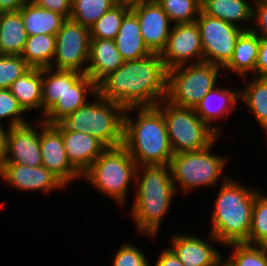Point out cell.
<instances>
[{"label": "cell", "mask_w": 267, "mask_h": 266, "mask_svg": "<svg viewBox=\"0 0 267 266\" xmlns=\"http://www.w3.org/2000/svg\"><path fill=\"white\" fill-rule=\"evenodd\" d=\"M252 9L253 4L249 0H201V10L205 14L219 18L243 30H250L251 28ZM242 23L243 25L240 26ZM245 23H249L247 24L248 27Z\"/></svg>", "instance_id": "obj_24"}, {"label": "cell", "mask_w": 267, "mask_h": 266, "mask_svg": "<svg viewBox=\"0 0 267 266\" xmlns=\"http://www.w3.org/2000/svg\"><path fill=\"white\" fill-rule=\"evenodd\" d=\"M250 30L260 37H267V0L253 4Z\"/></svg>", "instance_id": "obj_39"}, {"label": "cell", "mask_w": 267, "mask_h": 266, "mask_svg": "<svg viewBox=\"0 0 267 266\" xmlns=\"http://www.w3.org/2000/svg\"><path fill=\"white\" fill-rule=\"evenodd\" d=\"M97 93L125 108L157 106L168 97V69L156 53L124 61L97 85Z\"/></svg>", "instance_id": "obj_1"}, {"label": "cell", "mask_w": 267, "mask_h": 266, "mask_svg": "<svg viewBox=\"0 0 267 266\" xmlns=\"http://www.w3.org/2000/svg\"><path fill=\"white\" fill-rule=\"evenodd\" d=\"M131 7L120 1L107 10L90 28V38L114 40L119 32L122 19Z\"/></svg>", "instance_id": "obj_32"}, {"label": "cell", "mask_w": 267, "mask_h": 266, "mask_svg": "<svg viewBox=\"0 0 267 266\" xmlns=\"http://www.w3.org/2000/svg\"><path fill=\"white\" fill-rule=\"evenodd\" d=\"M0 177L10 188L21 191L53 192L65 189L66 185L44 166H28L15 163H2Z\"/></svg>", "instance_id": "obj_16"}, {"label": "cell", "mask_w": 267, "mask_h": 266, "mask_svg": "<svg viewBox=\"0 0 267 266\" xmlns=\"http://www.w3.org/2000/svg\"><path fill=\"white\" fill-rule=\"evenodd\" d=\"M71 165L82 175L107 148L96 137L72 130H60Z\"/></svg>", "instance_id": "obj_20"}, {"label": "cell", "mask_w": 267, "mask_h": 266, "mask_svg": "<svg viewBox=\"0 0 267 266\" xmlns=\"http://www.w3.org/2000/svg\"><path fill=\"white\" fill-rule=\"evenodd\" d=\"M160 55L168 70L181 65L204 62L197 22L173 25L166 47Z\"/></svg>", "instance_id": "obj_12"}, {"label": "cell", "mask_w": 267, "mask_h": 266, "mask_svg": "<svg viewBox=\"0 0 267 266\" xmlns=\"http://www.w3.org/2000/svg\"><path fill=\"white\" fill-rule=\"evenodd\" d=\"M244 243L267 246V193L261 190L254 201L251 230L249 238Z\"/></svg>", "instance_id": "obj_34"}, {"label": "cell", "mask_w": 267, "mask_h": 266, "mask_svg": "<svg viewBox=\"0 0 267 266\" xmlns=\"http://www.w3.org/2000/svg\"><path fill=\"white\" fill-rule=\"evenodd\" d=\"M154 266H184L170 248L163 249Z\"/></svg>", "instance_id": "obj_42"}, {"label": "cell", "mask_w": 267, "mask_h": 266, "mask_svg": "<svg viewBox=\"0 0 267 266\" xmlns=\"http://www.w3.org/2000/svg\"><path fill=\"white\" fill-rule=\"evenodd\" d=\"M263 133H265V136L267 137V129Z\"/></svg>", "instance_id": "obj_47"}, {"label": "cell", "mask_w": 267, "mask_h": 266, "mask_svg": "<svg viewBox=\"0 0 267 266\" xmlns=\"http://www.w3.org/2000/svg\"><path fill=\"white\" fill-rule=\"evenodd\" d=\"M56 35L28 36L21 57L31 68H51L55 56Z\"/></svg>", "instance_id": "obj_29"}, {"label": "cell", "mask_w": 267, "mask_h": 266, "mask_svg": "<svg viewBox=\"0 0 267 266\" xmlns=\"http://www.w3.org/2000/svg\"><path fill=\"white\" fill-rule=\"evenodd\" d=\"M42 166L57 176L66 186L82 175L69 162L61 131L40 119Z\"/></svg>", "instance_id": "obj_14"}, {"label": "cell", "mask_w": 267, "mask_h": 266, "mask_svg": "<svg viewBox=\"0 0 267 266\" xmlns=\"http://www.w3.org/2000/svg\"><path fill=\"white\" fill-rule=\"evenodd\" d=\"M6 128L3 123H0V165L4 162L7 151V137L10 127L7 126Z\"/></svg>", "instance_id": "obj_44"}, {"label": "cell", "mask_w": 267, "mask_h": 266, "mask_svg": "<svg viewBox=\"0 0 267 266\" xmlns=\"http://www.w3.org/2000/svg\"><path fill=\"white\" fill-rule=\"evenodd\" d=\"M123 63L124 60L118 52L114 40L90 38L86 74L96 85Z\"/></svg>", "instance_id": "obj_21"}, {"label": "cell", "mask_w": 267, "mask_h": 266, "mask_svg": "<svg viewBox=\"0 0 267 266\" xmlns=\"http://www.w3.org/2000/svg\"><path fill=\"white\" fill-rule=\"evenodd\" d=\"M218 139L219 136L204 149L173 155L170 168L176 192H179L177 188L183 190V194L199 187L212 188L217 186L219 179L230 177L223 173L228 158L212 153Z\"/></svg>", "instance_id": "obj_7"}, {"label": "cell", "mask_w": 267, "mask_h": 266, "mask_svg": "<svg viewBox=\"0 0 267 266\" xmlns=\"http://www.w3.org/2000/svg\"><path fill=\"white\" fill-rule=\"evenodd\" d=\"M255 77H267V37H260Z\"/></svg>", "instance_id": "obj_41"}, {"label": "cell", "mask_w": 267, "mask_h": 266, "mask_svg": "<svg viewBox=\"0 0 267 266\" xmlns=\"http://www.w3.org/2000/svg\"><path fill=\"white\" fill-rule=\"evenodd\" d=\"M25 113L9 89H0V123L7 120L8 127L26 124Z\"/></svg>", "instance_id": "obj_37"}, {"label": "cell", "mask_w": 267, "mask_h": 266, "mask_svg": "<svg viewBox=\"0 0 267 266\" xmlns=\"http://www.w3.org/2000/svg\"><path fill=\"white\" fill-rule=\"evenodd\" d=\"M201 38L204 62L224 68L232 58L240 34L244 31L202 10L196 19Z\"/></svg>", "instance_id": "obj_10"}, {"label": "cell", "mask_w": 267, "mask_h": 266, "mask_svg": "<svg viewBox=\"0 0 267 266\" xmlns=\"http://www.w3.org/2000/svg\"><path fill=\"white\" fill-rule=\"evenodd\" d=\"M230 256L223 260V266H267V246L247 243H229Z\"/></svg>", "instance_id": "obj_31"}, {"label": "cell", "mask_w": 267, "mask_h": 266, "mask_svg": "<svg viewBox=\"0 0 267 266\" xmlns=\"http://www.w3.org/2000/svg\"><path fill=\"white\" fill-rule=\"evenodd\" d=\"M162 111L169 142L174 154L198 151L209 146L218 135L195 113L194 108H181L162 100Z\"/></svg>", "instance_id": "obj_9"}, {"label": "cell", "mask_w": 267, "mask_h": 266, "mask_svg": "<svg viewBox=\"0 0 267 266\" xmlns=\"http://www.w3.org/2000/svg\"><path fill=\"white\" fill-rule=\"evenodd\" d=\"M27 38L19 11L0 13V55H21Z\"/></svg>", "instance_id": "obj_27"}, {"label": "cell", "mask_w": 267, "mask_h": 266, "mask_svg": "<svg viewBox=\"0 0 267 266\" xmlns=\"http://www.w3.org/2000/svg\"><path fill=\"white\" fill-rule=\"evenodd\" d=\"M38 6L51 10L62 15L65 19H69L71 14L72 0H32Z\"/></svg>", "instance_id": "obj_40"}, {"label": "cell", "mask_w": 267, "mask_h": 266, "mask_svg": "<svg viewBox=\"0 0 267 266\" xmlns=\"http://www.w3.org/2000/svg\"><path fill=\"white\" fill-rule=\"evenodd\" d=\"M172 25L195 22L201 11V0H157Z\"/></svg>", "instance_id": "obj_35"}, {"label": "cell", "mask_w": 267, "mask_h": 266, "mask_svg": "<svg viewBox=\"0 0 267 266\" xmlns=\"http://www.w3.org/2000/svg\"><path fill=\"white\" fill-rule=\"evenodd\" d=\"M216 85L212 88L194 108L198 117L211 128L219 137L221 135V126L212 125L217 119L229 117L232 111L238 108L240 103V89L233 90Z\"/></svg>", "instance_id": "obj_19"}, {"label": "cell", "mask_w": 267, "mask_h": 266, "mask_svg": "<svg viewBox=\"0 0 267 266\" xmlns=\"http://www.w3.org/2000/svg\"><path fill=\"white\" fill-rule=\"evenodd\" d=\"M260 36L251 30H244L237 39L234 52L223 70L236 73L239 79L246 81L248 74L255 77V66L258 57Z\"/></svg>", "instance_id": "obj_22"}, {"label": "cell", "mask_w": 267, "mask_h": 266, "mask_svg": "<svg viewBox=\"0 0 267 266\" xmlns=\"http://www.w3.org/2000/svg\"><path fill=\"white\" fill-rule=\"evenodd\" d=\"M90 48V29L66 19L56 34L55 56L51 68L86 74Z\"/></svg>", "instance_id": "obj_11"}, {"label": "cell", "mask_w": 267, "mask_h": 266, "mask_svg": "<svg viewBox=\"0 0 267 266\" xmlns=\"http://www.w3.org/2000/svg\"><path fill=\"white\" fill-rule=\"evenodd\" d=\"M137 16L145 46L151 53L160 54L166 47L172 29L166 12L158 2L141 3L131 7Z\"/></svg>", "instance_id": "obj_18"}, {"label": "cell", "mask_w": 267, "mask_h": 266, "mask_svg": "<svg viewBox=\"0 0 267 266\" xmlns=\"http://www.w3.org/2000/svg\"><path fill=\"white\" fill-rule=\"evenodd\" d=\"M207 235H209L208 239L204 240L195 233L193 235L189 233L174 234L170 238L169 248L184 266H222L221 251L214 245L212 246L213 243L222 244L211 233Z\"/></svg>", "instance_id": "obj_15"}, {"label": "cell", "mask_w": 267, "mask_h": 266, "mask_svg": "<svg viewBox=\"0 0 267 266\" xmlns=\"http://www.w3.org/2000/svg\"><path fill=\"white\" fill-rule=\"evenodd\" d=\"M114 41L124 61L140 60L152 54L143 42L138 18L131 10L122 19Z\"/></svg>", "instance_id": "obj_23"}, {"label": "cell", "mask_w": 267, "mask_h": 266, "mask_svg": "<svg viewBox=\"0 0 267 266\" xmlns=\"http://www.w3.org/2000/svg\"><path fill=\"white\" fill-rule=\"evenodd\" d=\"M250 187V188H249ZM259 189L229 177L222 179L211 214V234L221 244L243 243L249 238L254 201Z\"/></svg>", "instance_id": "obj_4"}, {"label": "cell", "mask_w": 267, "mask_h": 266, "mask_svg": "<svg viewBox=\"0 0 267 266\" xmlns=\"http://www.w3.org/2000/svg\"><path fill=\"white\" fill-rule=\"evenodd\" d=\"M21 18L28 36L56 35L66 20L62 15L38 6L28 0L20 9Z\"/></svg>", "instance_id": "obj_25"}, {"label": "cell", "mask_w": 267, "mask_h": 266, "mask_svg": "<svg viewBox=\"0 0 267 266\" xmlns=\"http://www.w3.org/2000/svg\"><path fill=\"white\" fill-rule=\"evenodd\" d=\"M145 253L132 243L124 242L113 256L112 266H151Z\"/></svg>", "instance_id": "obj_38"}, {"label": "cell", "mask_w": 267, "mask_h": 266, "mask_svg": "<svg viewBox=\"0 0 267 266\" xmlns=\"http://www.w3.org/2000/svg\"><path fill=\"white\" fill-rule=\"evenodd\" d=\"M35 121L37 124L28 122L10 127L7 137V151L3 163H15L32 167L42 165L40 119Z\"/></svg>", "instance_id": "obj_17"}, {"label": "cell", "mask_w": 267, "mask_h": 266, "mask_svg": "<svg viewBox=\"0 0 267 266\" xmlns=\"http://www.w3.org/2000/svg\"><path fill=\"white\" fill-rule=\"evenodd\" d=\"M28 0H0V13L16 12Z\"/></svg>", "instance_id": "obj_43"}, {"label": "cell", "mask_w": 267, "mask_h": 266, "mask_svg": "<svg viewBox=\"0 0 267 266\" xmlns=\"http://www.w3.org/2000/svg\"><path fill=\"white\" fill-rule=\"evenodd\" d=\"M119 0H72L69 19L90 29Z\"/></svg>", "instance_id": "obj_30"}, {"label": "cell", "mask_w": 267, "mask_h": 266, "mask_svg": "<svg viewBox=\"0 0 267 266\" xmlns=\"http://www.w3.org/2000/svg\"><path fill=\"white\" fill-rule=\"evenodd\" d=\"M137 164L126 148L121 145L107 147L82 174V179L120 207H125L129 187H135Z\"/></svg>", "instance_id": "obj_6"}, {"label": "cell", "mask_w": 267, "mask_h": 266, "mask_svg": "<svg viewBox=\"0 0 267 266\" xmlns=\"http://www.w3.org/2000/svg\"><path fill=\"white\" fill-rule=\"evenodd\" d=\"M250 2H252V4L259 2V1H265V0H249Z\"/></svg>", "instance_id": "obj_46"}, {"label": "cell", "mask_w": 267, "mask_h": 266, "mask_svg": "<svg viewBox=\"0 0 267 266\" xmlns=\"http://www.w3.org/2000/svg\"><path fill=\"white\" fill-rule=\"evenodd\" d=\"M92 99L54 125L59 130L88 133L106 147L123 145L126 108L103 99L98 93Z\"/></svg>", "instance_id": "obj_5"}, {"label": "cell", "mask_w": 267, "mask_h": 266, "mask_svg": "<svg viewBox=\"0 0 267 266\" xmlns=\"http://www.w3.org/2000/svg\"><path fill=\"white\" fill-rule=\"evenodd\" d=\"M122 4L132 7L141 3L157 2V0H119Z\"/></svg>", "instance_id": "obj_45"}, {"label": "cell", "mask_w": 267, "mask_h": 266, "mask_svg": "<svg viewBox=\"0 0 267 266\" xmlns=\"http://www.w3.org/2000/svg\"><path fill=\"white\" fill-rule=\"evenodd\" d=\"M9 90L26 113L33 109L42 111L41 68H30L11 84Z\"/></svg>", "instance_id": "obj_26"}, {"label": "cell", "mask_w": 267, "mask_h": 266, "mask_svg": "<svg viewBox=\"0 0 267 266\" xmlns=\"http://www.w3.org/2000/svg\"><path fill=\"white\" fill-rule=\"evenodd\" d=\"M134 184L136 196L130 217L137 232L155 238L177 193L170 165L137 166Z\"/></svg>", "instance_id": "obj_2"}, {"label": "cell", "mask_w": 267, "mask_h": 266, "mask_svg": "<svg viewBox=\"0 0 267 266\" xmlns=\"http://www.w3.org/2000/svg\"><path fill=\"white\" fill-rule=\"evenodd\" d=\"M96 94L97 85L87 74L65 70V93L40 119L48 124L60 123Z\"/></svg>", "instance_id": "obj_13"}, {"label": "cell", "mask_w": 267, "mask_h": 266, "mask_svg": "<svg viewBox=\"0 0 267 266\" xmlns=\"http://www.w3.org/2000/svg\"><path fill=\"white\" fill-rule=\"evenodd\" d=\"M133 111H137L136 118L131 116ZM123 146L137 166L170 165L174 153L163 113L157 106L126 108Z\"/></svg>", "instance_id": "obj_3"}, {"label": "cell", "mask_w": 267, "mask_h": 266, "mask_svg": "<svg viewBox=\"0 0 267 266\" xmlns=\"http://www.w3.org/2000/svg\"><path fill=\"white\" fill-rule=\"evenodd\" d=\"M248 83L240 88V103L247 106L264 131L267 129V77L251 76Z\"/></svg>", "instance_id": "obj_28"}, {"label": "cell", "mask_w": 267, "mask_h": 266, "mask_svg": "<svg viewBox=\"0 0 267 266\" xmlns=\"http://www.w3.org/2000/svg\"><path fill=\"white\" fill-rule=\"evenodd\" d=\"M65 93V70L42 69V115Z\"/></svg>", "instance_id": "obj_33"}, {"label": "cell", "mask_w": 267, "mask_h": 266, "mask_svg": "<svg viewBox=\"0 0 267 266\" xmlns=\"http://www.w3.org/2000/svg\"><path fill=\"white\" fill-rule=\"evenodd\" d=\"M30 68L20 55H0V89H9Z\"/></svg>", "instance_id": "obj_36"}, {"label": "cell", "mask_w": 267, "mask_h": 266, "mask_svg": "<svg viewBox=\"0 0 267 266\" xmlns=\"http://www.w3.org/2000/svg\"><path fill=\"white\" fill-rule=\"evenodd\" d=\"M223 68L202 62L168 70L167 101L181 108H195L199 101L217 85Z\"/></svg>", "instance_id": "obj_8"}]
</instances>
